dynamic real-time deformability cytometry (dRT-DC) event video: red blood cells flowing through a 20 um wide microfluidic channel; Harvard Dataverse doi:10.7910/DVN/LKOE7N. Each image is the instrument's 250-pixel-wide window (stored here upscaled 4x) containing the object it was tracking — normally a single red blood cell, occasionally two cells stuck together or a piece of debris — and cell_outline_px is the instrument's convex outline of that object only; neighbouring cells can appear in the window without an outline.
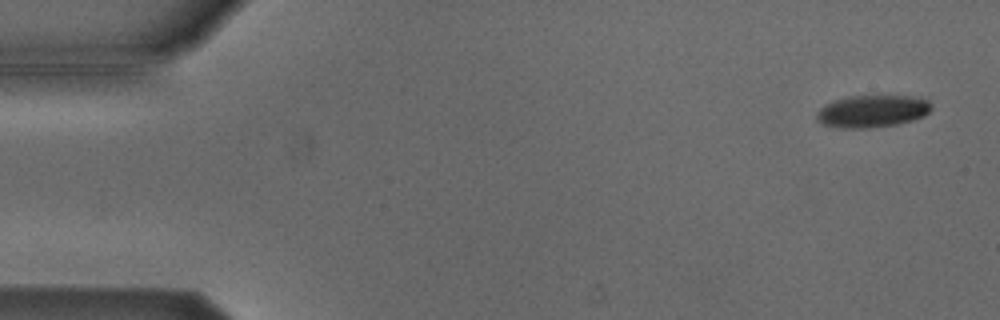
{"species": "Egyptian fruit bat (a non-hibernating species)", "species_latin": "Rousettus aegyptiacus", "temperature_condition": "cold", "stored_images_in_passage": 53, "camera_frame_rate_fps": 3000, "um_per_image_px": 0.085, "animal": {"sex": "male"}, "frame": {"image": 1, "passage_image": 2, "time_ms": 0.333, "image_size_px": [1000, 320], "cell_outline_px": [[932, 108], [924, 116], [916, 120], [896, 124], [868, 128], [836, 128], [824, 124], [816, 120], [816, 112], [824, 104], [836, 100], [852, 96], [912, 96], [928, 100], [932, 104]], "centroid_in_image_um": [74.15, 9.46], "position_along_channel_um": 10.9, "area_um2": 21.68}}
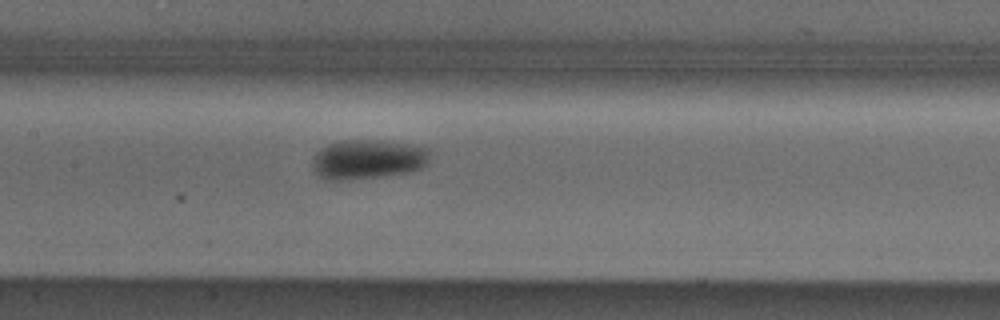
{"frame": {"image": 2, "passage_image": 25, "time_ms": 8.0, "image_size_px": [1000, 320], "cell_outline_px": [[428, 164], [412, 172], [384, 176], [348, 180], [324, 180], [316, 176], [312, 168], [312, 156], [320, 148], [328, 144], [344, 140], [364, 140], [408, 144], [428, 148]], "centroid_in_image_um": [31.19, 13.57], "position_along_channel_um": 176.2, "area_um2": 27.28}}
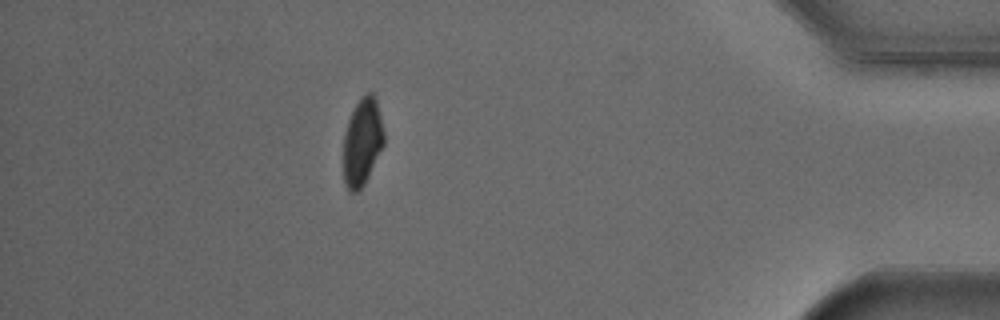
{"frame": {"image": 3, "passage_image": 47, "time_ms": 15.333, "image_size_px": [1000, 320], "cell_outline_px": [[384, 144], [364, 184], [356, 192], [348, 192], [344, 184], [344, 132], [348, 120], [356, 104], [364, 92], [372, 92], [376, 96], [384, 132]], "centroid_in_image_um": [30.79, 12.03], "position_along_channel_um": 404.4, "area_um2": 20.69}, "authors_computed_cell_mechanics": {"area_um2": 23.3512, "velocity_mm_per_s": 3.7925, "shape_relaxation_time_tau1_ms": 4.3804, "shape_relaxation_time_tau2_ms": null, "deformation_change_tau1": 0.0974, "deformation_change_tau2": null}}